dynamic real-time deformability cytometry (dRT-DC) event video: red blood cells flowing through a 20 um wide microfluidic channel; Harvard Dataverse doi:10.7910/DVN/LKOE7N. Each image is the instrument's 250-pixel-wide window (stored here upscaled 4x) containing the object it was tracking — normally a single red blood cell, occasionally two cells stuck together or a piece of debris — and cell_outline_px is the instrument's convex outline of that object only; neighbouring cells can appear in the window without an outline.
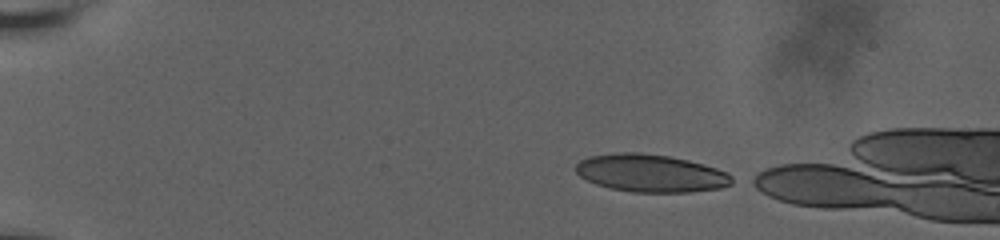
{"species": "human", "species_latin": "Homo sapiens", "temperature_condition": "room temperature", "stored_images_in_passage": 11, "camera_frame_rate_fps": 3000, "um_per_image_px": 0.085, "donor": {"sex": "male"}, "frame": {"image": 1, "passage_image": 1, "time_ms": 0.0, "image_size_px": [1000, 240], "cell_outline_px": [[740, 180], [732, 184], [720, 188], [688, 192], [632, 192], [608, 188], [596, 184], [580, 176], [576, 172], [576, 164], [580, 160], [588, 156], [620, 152], [640, 152], [668, 156], [688, 160], [704, 164], [728, 172]], "centroid_in_image_um": [55.37, 14.72], "position_along_channel_um": 29.6, "area_um2": 34.68}}